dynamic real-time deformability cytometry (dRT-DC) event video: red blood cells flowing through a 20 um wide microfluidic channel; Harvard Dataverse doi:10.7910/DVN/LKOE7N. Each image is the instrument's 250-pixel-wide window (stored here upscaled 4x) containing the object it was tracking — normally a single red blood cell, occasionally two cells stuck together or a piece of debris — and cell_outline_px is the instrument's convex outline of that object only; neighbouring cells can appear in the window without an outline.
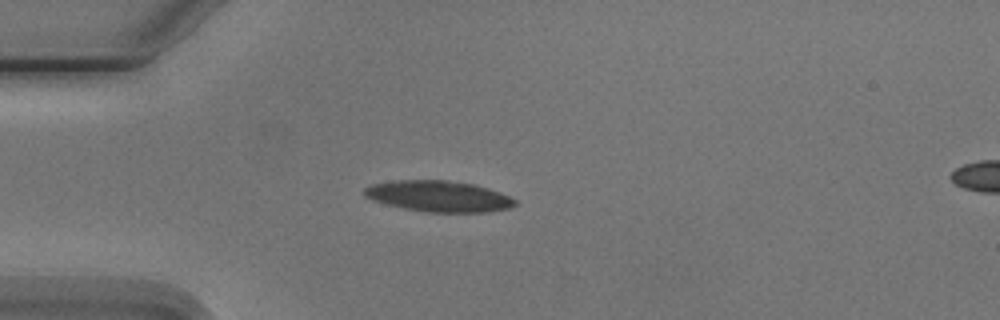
{"species": "Egyptian fruit bat (a non-hibernating species)", "species_latin": "Rousettus aegyptiacus", "temperature_condition": "cold", "stored_images_in_passage": 3, "segment_of_instrument_passage": [1, 2], "camera_frame_rate_fps": 3000, "um_per_image_px": 0.085, "animal": {"sex": "male"}, "frame": {"image": 1, "passage_image": 2, "time_ms": 1.0, "image_size_px": [1000, 320], "cell_outline_px": [[516, 204], [508, 208], [488, 212], [428, 212], [404, 208], [372, 200], [364, 196], [364, 188], [372, 184], [392, 180], [444, 180], [472, 184], [488, 188], [508, 196], [516, 200]], "centroid_in_image_um": [37.26, 16.68], "position_along_channel_um": 47.7, "area_um2": 26.99}}